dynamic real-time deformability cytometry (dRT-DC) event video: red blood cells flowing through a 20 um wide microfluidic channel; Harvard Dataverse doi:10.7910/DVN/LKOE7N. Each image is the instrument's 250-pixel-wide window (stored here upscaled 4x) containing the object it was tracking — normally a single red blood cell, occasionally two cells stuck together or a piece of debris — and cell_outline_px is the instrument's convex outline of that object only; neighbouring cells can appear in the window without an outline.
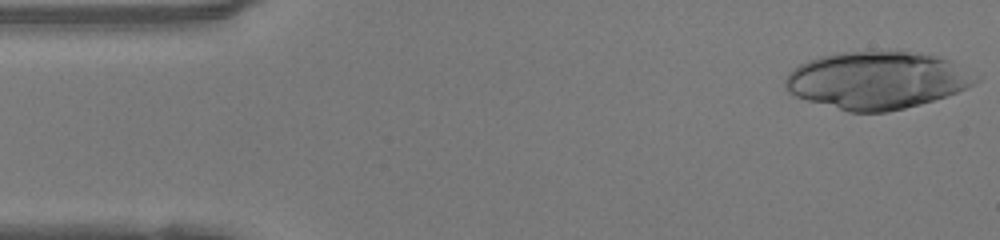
{"species": "human", "species_latin": "Homo sapiens", "temperature_condition": "warm", "stored_images_in_passage": 46, "camera_frame_rate_fps": 3000, "um_per_image_px": 0.085, "donor": {"sex": "female"}, "frame": {"image": 1, "passage_image": 1, "time_ms": 0.0, "image_size_px": [1000, 240], "cell_outline_px": [[980, 80], [968, 88], [920, 104], [888, 112], [848, 112], [808, 100], [796, 96], [788, 92], [784, 84], [784, 80], [788, 72], [792, 68], [808, 60], [820, 56], [840, 52], [896, 48], [940, 56], [948, 60]], "centroid_in_image_um": [74.49, 6.78], "position_along_channel_um": 10.5, "area_um2": 64.27}}